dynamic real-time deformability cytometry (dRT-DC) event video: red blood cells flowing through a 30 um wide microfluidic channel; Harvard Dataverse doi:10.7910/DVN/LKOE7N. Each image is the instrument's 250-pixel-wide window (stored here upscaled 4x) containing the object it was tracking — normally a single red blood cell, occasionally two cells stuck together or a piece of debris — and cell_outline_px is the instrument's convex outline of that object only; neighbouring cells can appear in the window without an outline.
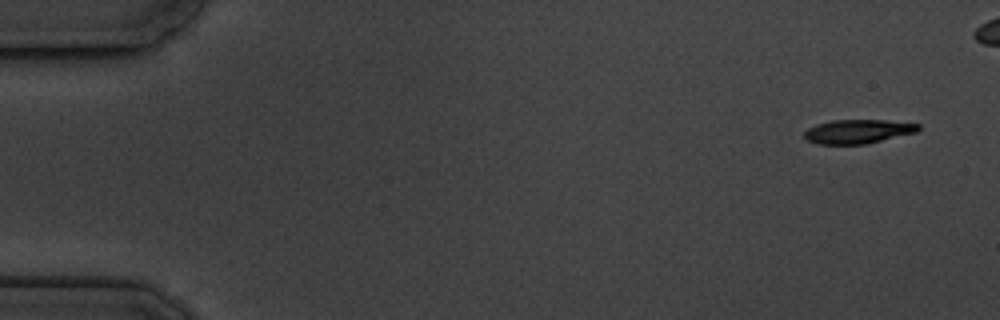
{"species": "common noctule bat (a hibernating species)", "species_latin": "Nyctalus noctula", "temperature_condition": "cold", "stored_images_in_passage": 5, "camera_frame_rate_fps": 3000, "um_per_image_px": 0.085, "animal": {"sex": "male", "body_mass_g": 19.5, "forearm_length_mm": 54.6}, "frame": {"image": 1, "passage_image": 1, "time_ms": 0.0, "image_size_px": [1000, 320], "cell_outline_px": [[920, 128], [916, 132], [864, 144], [816, 144], [808, 140], [804, 136], [804, 132], [808, 128], [816, 124], [832, 120], [884, 120], [920, 124]], "centroid_in_image_um": [72.89, 11.17], "position_along_channel_um": 12.1, "area_um2": 15.78}}